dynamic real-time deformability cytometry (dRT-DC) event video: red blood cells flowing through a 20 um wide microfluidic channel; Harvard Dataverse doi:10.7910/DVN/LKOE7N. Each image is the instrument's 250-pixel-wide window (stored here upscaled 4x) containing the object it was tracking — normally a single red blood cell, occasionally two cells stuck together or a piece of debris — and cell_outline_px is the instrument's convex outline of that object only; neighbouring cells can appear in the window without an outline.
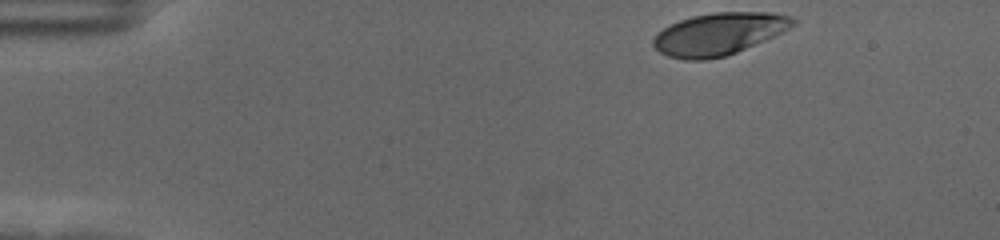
{"species": "human", "species_latin": "Homo sapiens", "temperature_condition": "cold", "stored_images_in_passage": 51, "camera_frame_rate_fps": 3000, "um_per_image_px": 0.085, "donor": {"sex": "female"}, "frame": {"image": 1, "passage_image": 1, "time_ms": 0.0, "image_size_px": [1000, 240], "cell_outline_px": [[796, 24], [764, 40], [736, 52], [724, 56], [704, 60], [684, 60], [668, 56], [660, 52], [652, 44], [652, 40], [656, 32], [668, 24], [692, 16], [712, 12], [772, 12], [792, 16], [796, 20]], "centroid_in_image_um": [61.05, 2.87], "position_along_channel_um": 23.9, "area_um2": 34.33}}
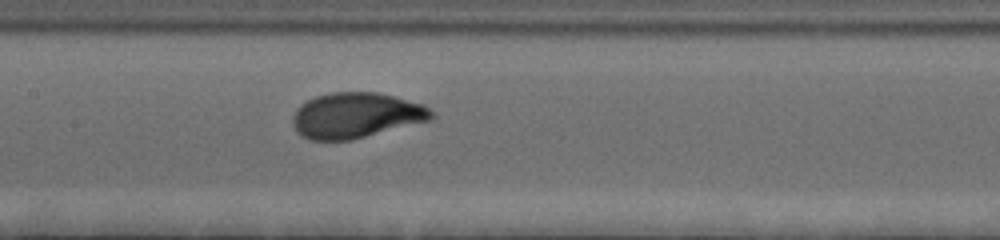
{"frame": {"image": 2, "passage_image": 22, "time_ms": 7.0, "image_size_px": [1000, 240], "cell_outline_px": [[436, 116], [432, 120], [352, 140], [308, 140], [296, 132], [292, 120], [296, 108], [300, 104], [316, 96], [332, 92], [376, 92], [424, 104], [436, 112]], "centroid_in_image_um": [30.29, 9.81], "position_along_channel_um": 177.1, "area_um2": 37.11}}
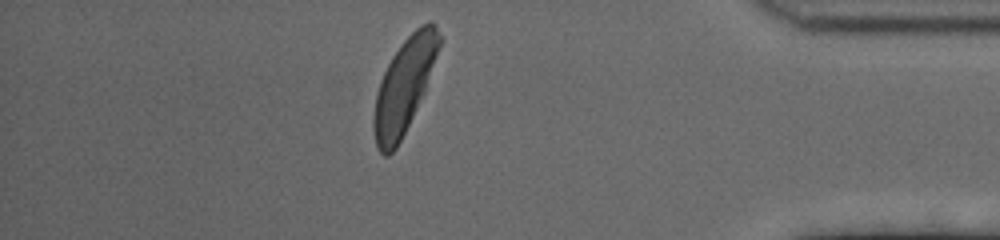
{"frame": {"image": 3, "passage_image": 44, "time_ms": 14.333, "image_size_px": [1000, 240], "cell_outline_px": [[440, 44], [424, 92], [396, 148], [388, 156], [384, 156], [380, 152], [376, 144], [372, 128], [372, 120], [376, 92], [380, 80], [392, 56], [400, 44], [420, 24], [428, 20], [432, 20], [436, 24], [440, 36]], "centroid_in_image_um": [34.32, 7.27], "position_along_channel_um": 400.9, "area_um2": 35.49}, "authors_computed_cell_mechanics": {"area_um2": 36.0672, "velocity_mm_per_s": 3.4797, "shape_relaxation_time_tau1_ms": 3.3915, "shape_relaxation_time_tau2_ms": null, "deformation_change_tau1": 0.182, "deformation_change_tau2": null}}